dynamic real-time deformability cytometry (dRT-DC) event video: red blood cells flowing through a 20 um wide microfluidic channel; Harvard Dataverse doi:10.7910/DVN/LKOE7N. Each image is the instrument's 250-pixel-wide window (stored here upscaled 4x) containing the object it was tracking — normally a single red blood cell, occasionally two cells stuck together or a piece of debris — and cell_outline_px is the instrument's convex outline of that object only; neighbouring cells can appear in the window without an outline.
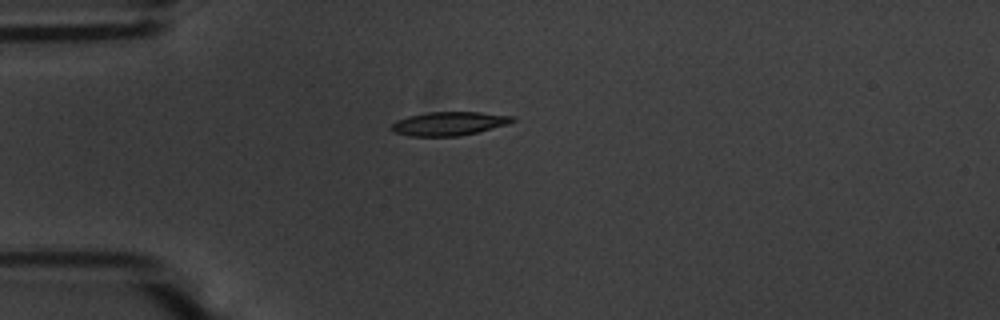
{"species": "common noctule bat (a hibernating species)", "species_latin": "Nyctalus noctula", "temperature_condition": "warm", "stored_images_in_passage": 41, "camera_frame_rate_fps": 3000, "um_per_image_px": 0.085, "animal": {"sex": "male", "body_mass_g": 20.1, "forearm_length_mm": 53.5}, "frame": {"image": 1, "passage_image": 1, "time_ms": 0.0, "image_size_px": [1000, 320], "cell_outline_px": [[516, 120], [508, 124], [460, 136], [412, 136], [392, 132], [388, 128], [396, 120], [408, 116], [428, 112], [480, 112], [516, 116]], "centroid_in_image_um": [38.15, 10.5], "position_along_channel_um": 46.9, "area_um2": 16.82}}
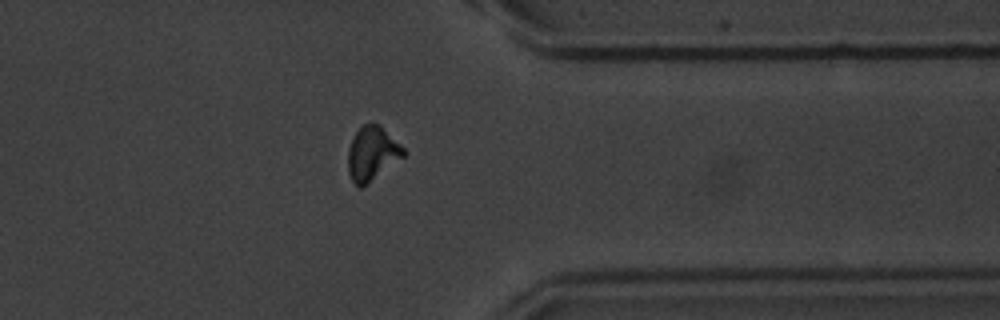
{"frame": {"image": 2, "passage_image": 30, "time_ms": 9.667, "image_size_px": [1000, 320], "cell_outline_px": [[408, 152], [404, 156], [360, 188], [352, 180], [348, 172], [348, 148], [352, 136], [364, 124], [380, 124]], "centroid_in_image_um": [31.62, 13.02], "position_along_channel_um": 379.8, "area_um2": 17.22}}
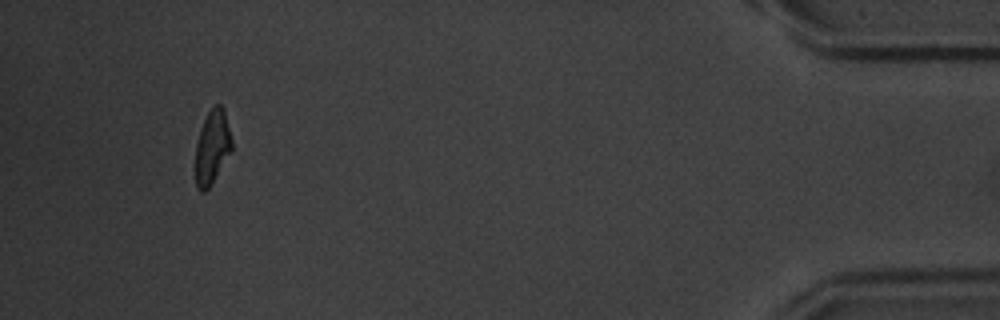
{"frame": {"image": 3, "passage_image": 38, "time_ms": 12.333, "image_size_px": [1000, 320], "cell_outline_px": [[232, 152], [208, 188], [204, 192], [200, 192], [196, 188], [196, 144], [200, 128], [208, 112], [216, 104], [220, 104], [224, 108], [232, 140]], "centroid_in_image_um": [18.05, 12.5], "position_along_channel_um": 417.2, "area_um2": 15.66}, "authors_computed_cell_mechanics": {"area_um2": 16.762, "velocity_mm_per_s": 3.6781, "shape_relaxation_time_tau1_ms": 3.4243, "shape_relaxation_time_tau2_ms": 2.6699, "deformation_change_tau1": 0.1789, "deformation_change_tau2": 0.0998}}